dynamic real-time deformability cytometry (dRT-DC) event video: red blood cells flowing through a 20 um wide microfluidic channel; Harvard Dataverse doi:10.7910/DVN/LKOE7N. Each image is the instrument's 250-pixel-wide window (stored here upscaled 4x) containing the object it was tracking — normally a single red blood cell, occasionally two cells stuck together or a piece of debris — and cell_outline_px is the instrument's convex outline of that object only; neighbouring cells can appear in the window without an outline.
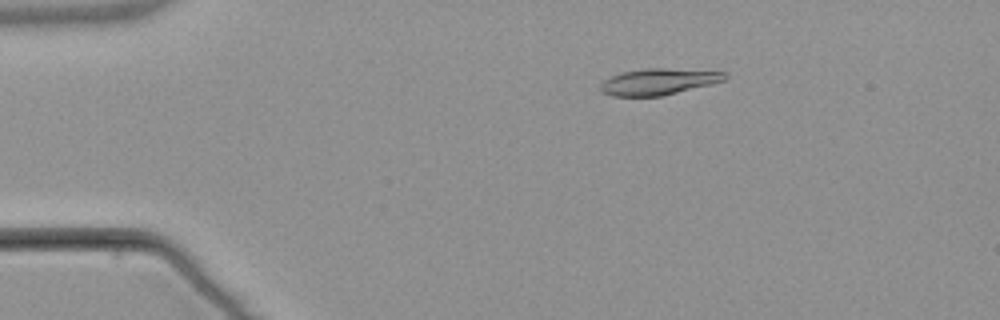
{"species": "common noctule bat (a hibernating species)", "species_latin": "Nyctalus noctula", "temperature_condition": "warm", "stored_images_in_passage": 3, "camera_frame_rate_fps": 3000, "um_per_image_px": 0.085, "animal": {"sex": "male", "body_mass_g": 21.5, "forearm_length_mm": 52.0}, "frame": {"image": 1, "passage_image": 1, "time_ms": 0.0, "image_size_px": [1000, 320], "cell_outline_px": [[728, 76], [724, 80], [712, 84], [660, 96], [612, 96], [600, 92], [600, 84], [604, 80], [620, 72], [648, 68], [664, 68], [728, 72]], "centroid_in_image_um": [55.96, 6.94], "position_along_channel_um": 29.0, "area_um2": 19.07}}
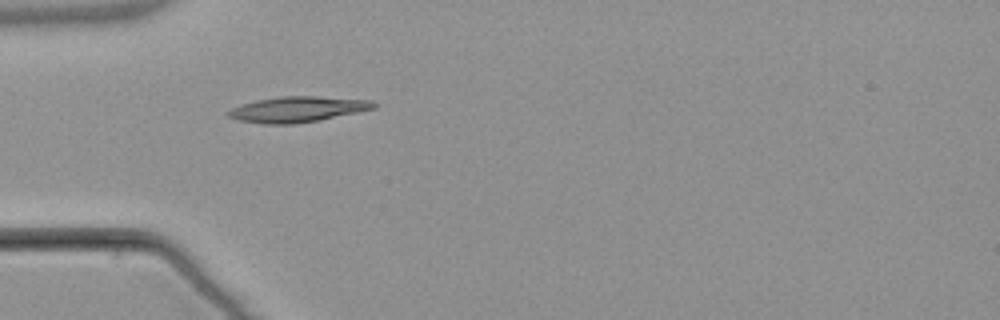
{"frame": {"image": 2, "passage_image": 2, "time_ms": 2.333, "image_size_px": [1000, 320], "cell_outline_px": [[376, 108], [316, 120], [292, 124], [264, 124], [240, 120], [228, 116], [224, 112], [240, 104], [256, 100], [280, 96], [316, 96], [372, 100], [376, 104]], "centroid_in_image_um": [25.24, 9.28], "position_along_channel_um": 59.8, "area_um2": 21.5}}
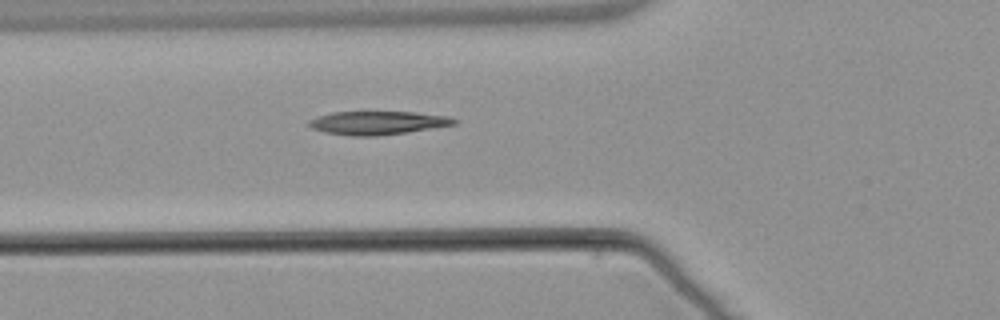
{"frame": {"image": 3, "passage_image": 3, "time_ms": 3.333, "image_size_px": [1000, 320], "cell_outline_px": [[456, 124], [408, 132], [376, 136], [348, 136], [324, 132], [312, 128], [308, 124], [308, 120], [332, 112], [416, 112], [448, 116], [456, 120]], "centroid_in_image_um": [32.09, 10.45], "position_along_channel_um": 93.7, "area_um2": 19.77}}